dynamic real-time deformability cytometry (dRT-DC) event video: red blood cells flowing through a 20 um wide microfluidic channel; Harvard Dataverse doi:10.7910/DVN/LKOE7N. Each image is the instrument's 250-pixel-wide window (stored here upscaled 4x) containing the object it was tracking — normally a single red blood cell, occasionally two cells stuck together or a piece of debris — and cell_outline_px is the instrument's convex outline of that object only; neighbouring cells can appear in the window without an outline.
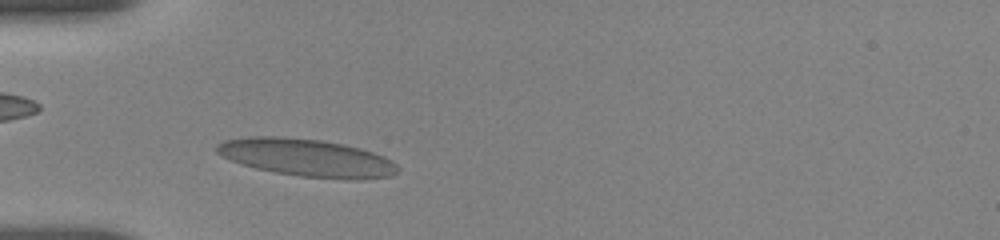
{"species": "human", "species_latin": "Homo sapiens", "temperature_condition": "room temperature", "stored_images_in_passage": 12, "camera_frame_rate_fps": 3000, "um_per_image_px": 0.085, "donor": {"sex": "female"}, "frame": {"image": 1, "passage_image": 6, "time_ms": 2.0, "image_size_px": [1000, 240], "cell_outline_px": [[400, 172], [392, 176], [364, 180], [348, 180], [300, 176], [276, 172], [256, 168], [232, 160], [216, 152], [216, 144], [224, 140], [248, 136], [280, 136], [320, 140], [344, 144], [360, 148], [384, 156], [392, 160], [400, 168]], "centroid_in_image_um": [26.15, 13.41], "position_along_channel_um": 58.8, "area_um2": 39.88}}
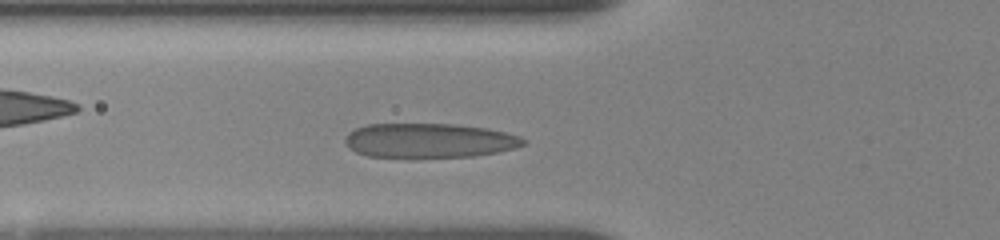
{"frame": {"image": 2, "passage_image": 9, "time_ms": 3.0, "image_size_px": [1000, 240], "cell_outline_px": [[528, 140], [524, 144], [512, 148], [496, 152], [472, 156], [368, 156], [356, 152], [348, 148], [344, 140], [348, 132], [356, 128], [368, 124], [456, 124], [488, 128], [520, 136]], "centroid_in_image_um": [36.47, 11.92], "position_along_channel_um": 89.3, "area_um2": 35.37}}
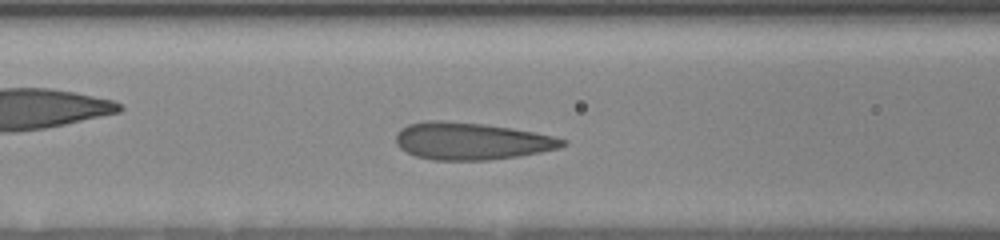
{"frame": {"image": 3, "passage_image": 12, "time_ms": 4.0, "image_size_px": [1000, 240], "cell_outline_px": [[568, 144], [560, 148], [520, 156], [488, 160], [432, 160], [416, 156], [400, 148], [396, 144], [396, 132], [400, 128], [408, 124], [428, 120], [444, 120], [484, 124], [512, 128], [536, 132], [568, 140]], "centroid_in_image_um": [40.07, 11.99], "position_along_channel_um": 126.5, "area_um2": 36.41}}